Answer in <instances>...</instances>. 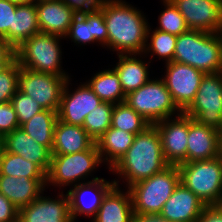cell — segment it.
<instances>
[{
  "label": "cell",
  "mask_w": 222,
  "mask_h": 222,
  "mask_svg": "<svg viewBox=\"0 0 222 222\" xmlns=\"http://www.w3.org/2000/svg\"><path fill=\"white\" fill-rule=\"evenodd\" d=\"M118 62L113 69L119 76L123 92L127 95L129 92L137 90L147 83L151 78L149 67L150 61H143L142 54H118ZM138 57V58H137ZM141 58V59H139Z\"/></svg>",
  "instance_id": "d4e9b609"
},
{
  "label": "cell",
  "mask_w": 222,
  "mask_h": 222,
  "mask_svg": "<svg viewBox=\"0 0 222 222\" xmlns=\"http://www.w3.org/2000/svg\"><path fill=\"white\" fill-rule=\"evenodd\" d=\"M88 80L86 81L88 86L103 102L115 105L125 101L126 94L123 92L119 76L113 68L100 70Z\"/></svg>",
  "instance_id": "83f0119b"
},
{
  "label": "cell",
  "mask_w": 222,
  "mask_h": 222,
  "mask_svg": "<svg viewBox=\"0 0 222 222\" xmlns=\"http://www.w3.org/2000/svg\"><path fill=\"white\" fill-rule=\"evenodd\" d=\"M125 101L151 124L182 113L161 78H151L137 90L129 92Z\"/></svg>",
  "instance_id": "ba28073f"
},
{
  "label": "cell",
  "mask_w": 222,
  "mask_h": 222,
  "mask_svg": "<svg viewBox=\"0 0 222 222\" xmlns=\"http://www.w3.org/2000/svg\"><path fill=\"white\" fill-rule=\"evenodd\" d=\"M218 35L220 36L221 42H222V26L220 28V30L218 31Z\"/></svg>",
  "instance_id": "c3c4849f"
},
{
  "label": "cell",
  "mask_w": 222,
  "mask_h": 222,
  "mask_svg": "<svg viewBox=\"0 0 222 222\" xmlns=\"http://www.w3.org/2000/svg\"><path fill=\"white\" fill-rule=\"evenodd\" d=\"M38 24L41 33L65 37L77 11L61 0L36 2Z\"/></svg>",
  "instance_id": "ffe728a7"
},
{
  "label": "cell",
  "mask_w": 222,
  "mask_h": 222,
  "mask_svg": "<svg viewBox=\"0 0 222 222\" xmlns=\"http://www.w3.org/2000/svg\"><path fill=\"white\" fill-rule=\"evenodd\" d=\"M163 1L164 10L158 16V27L155 29L179 36L189 30L183 15L171 0Z\"/></svg>",
  "instance_id": "836d02e7"
},
{
  "label": "cell",
  "mask_w": 222,
  "mask_h": 222,
  "mask_svg": "<svg viewBox=\"0 0 222 222\" xmlns=\"http://www.w3.org/2000/svg\"><path fill=\"white\" fill-rule=\"evenodd\" d=\"M115 185L114 181L100 178L80 183L67 190L70 212L73 222L78 216L91 217L96 215L106 193Z\"/></svg>",
  "instance_id": "9a60e30c"
},
{
  "label": "cell",
  "mask_w": 222,
  "mask_h": 222,
  "mask_svg": "<svg viewBox=\"0 0 222 222\" xmlns=\"http://www.w3.org/2000/svg\"><path fill=\"white\" fill-rule=\"evenodd\" d=\"M16 59H0V73L6 71Z\"/></svg>",
  "instance_id": "ee69618b"
},
{
  "label": "cell",
  "mask_w": 222,
  "mask_h": 222,
  "mask_svg": "<svg viewBox=\"0 0 222 222\" xmlns=\"http://www.w3.org/2000/svg\"><path fill=\"white\" fill-rule=\"evenodd\" d=\"M60 40H64L63 37L39 32L16 48V60L31 71L71 77L62 68Z\"/></svg>",
  "instance_id": "5b68a950"
},
{
  "label": "cell",
  "mask_w": 222,
  "mask_h": 222,
  "mask_svg": "<svg viewBox=\"0 0 222 222\" xmlns=\"http://www.w3.org/2000/svg\"><path fill=\"white\" fill-rule=\"evenodd\" d=\"M0 222H19V209L0 192Z\"/></svg>",
  "instance_id": "f35d334b"
},
{
  "label": "cell",
  "mask_w": 222,
  "mask_h": 222,
  "mask_svg": "<svg viewBox=\"0 0 222 222\" xmlns=\"http://www.w3.org/2000/svg\"><path fill=\"white\" fill-rule=\"evenodd\" d=\"M70 77L35 72L20 66L18 90L36 100L44 110L58 111L61 94Z\"/></svg>",
  "instance_id": "30bf717a"
},
{
  "label": "cell",
  "mask_w": 222,
  "mask_h": 222,
  "mask_svg": "<svg viewBox=\"0 0 222 222\" xmlns=\"http://www.w3.org/2000/svg\"><path fill=\"white\" fill-rule=\"evenodd\" d=\"M135 136L133 133L110 127L95 141L102 162L108 170L125 155L134 142Z\"/></svg>",
  "instance_id": "484cf974"
},
{
  "label": "cell",
  "mask_w": 222,
  "mask_h": 222,
  "mask_svg": "<svg viewBox=\"0 0 222 222\" xmlns=\"http://www.w3.org/2000/svg\"><path fill=\"white\" fill-rule=\"evenodd\" d=\"M107 37L108 32L103 12L99 8H94L77 12L64 39H70L74 45L78 46L99 43L101 47L107 48Z\"/></svg>",
  "instance_id": "e0dca14e"
},
{
  "label": "cell",
  "mask_w": 222,
  "mask_h": 222,
  "mask_svg": "<svg viewBox=\"0 0 222 222\" xmlns=\"http://www.w3.org/2000/svg\"><path fill=\"white\" fill-rule=\"evenodd\" d=\"M0 175L46 178V174L35 164L18 154L3 152L0 159Z\"/></svg>",
  "instance_id": "1f68e13d"
},
{
  "label": "cell",
  "mask_w": 222,
  "mask_h": 222,
  "mask_svg": "<svg viewBox=\"0 0 222 222\" xmlns=\"http://www.w3.org/2000/svg\"><path fill=\"white\" fill-rule=\"evenodd\" d=\"M0 59H16V49L0 37Z\"/></svg>",
  "instance_id": "b9f144b4"
},
{
  "label": "cell",
  "mask_w": 222,
  "mask_h": 222,
  "mask_svg": "<svg viewBox=\"0 0 222 222\" xmlns=\"http://www.w3.org/2000/svg\"><path fill=\"white\" fill-rule=\"evenodd\" d=\"M150 125L151 123L132 109L126 101L114 105L111 127L136 135Z\"/></svg>",
  "instance_id": "4dcf8cb0"
},
{
  "label": "cell",
  "mask_w": 222,
  "mask_h": 222,
  "mask_svg": "<svg viewBox=\"0 0 222 222\" xmlns=\"http://www.w3.org/2000/svg\"><path fill=\"white\" fill-rule=\"evenodd\" d=\"M173 62L187 64L205 74L222 72V42L218 33L192 30L177 36Z\"/></svg>",
  "instance_id": "3957f363"
},
{
  "label": "cell",
  "mask_w": 222,
  "mask_h": 222,
  "mask_svg": "<svg viewBox=\"0 0 222 222\" xmlns=\"http://www.w3.org/2000/svg\"><path fill=\"white\" fill-rule=\"evenodd\" d=\"M222 133L188 116L186 163L219 157Z\"/></svg>",
  "instance_id": "ac0fdd59"
},
{
  "label": "cell",
  "mask_w": 222,
  "mask_h": 222,
  "mask_svg": "<svg viewBox=\"0 0 222 222\" xmlns=\"http://www.w3.org/2000/svg\"><path fill=\"white\" fill-rule=\"evenodd\" d=\"M94 144L95 140L82 126L57 120L54 128L52 155H66L86 151Z\"/></svg>",
  "instance_id": "cb8c5ba5"
},
{
  "label": "cell",
  "mask_w": 222,
  "mask_h": 222,
  "mask_svg": "<svg viewBox=\"0 0 222 222\" xmlns=\"http://www.w3.org/2000/svg\"><path fill=\"white\" fill-rule=\"evenodd\" d=\"M173 118V119H172ZM161 137L165 161L170 166L186 163L188 116H178L154 123Z\"/></svg>",
  "instance_id": "4fadbf2b"
},
{
  "label": "cell",
  "mask_w": 222,
  "mask_h": 222,
  "mask_svg": "<svg viewBox=\"0 0 222 222\" xmlns=\"http://www.w3.org/2000/svg\"><path fill=\"white\" fill-rule=\"evenodd\" d=\"M180 182L205 205L222 204V160L192 161L178 166Z\"/></svg>",
  "instance_id": "52a82bcc"
},
{
  "label": "cell",
  "mask_w": 222,
  "mask_h": 222,
  "mask_svg": "<svg viewBox=\"0 0 222 222\" xmlns=\"http://www.w3.org/2000/svg\"><path fill=\"white\" fill-rule=\"evenodd\" d=\"M108 32L107 49L116 54H142L150 23L146 15L125 0H110L99 8Z\"/></svg>",
  "instance_id": "6da1fadb"
},
{
  "label": "cell",
  "mask_w": 222,
  "mask_h": 222,
  "mask_svg": "<svg viewBox=\"0 0 222 222\" xmlns=\"http://www.w3.org/2000/svg\"><path fill=\"white\" fill-rule=\"evenodd\" d=\"M70 80L71 77L66 80L61 94L58 119L67 124L83 126L85 117L103 101L86 82L71 91Z\"/></svg>",
  "instance_id": "7c38bea8"
},
{
  "label": "cell",
  "mask_w": 222,
  "mask_h": 222,
  "mask_svg": "<svg viewBox=\"0 0 222 222\" xmlns=\"http://www.w3.org/2000/svg\"><path fill=\"white\" fill-rule=\"evenodd\" d=\"M20 65L16 60L6 71L0 73V103L10 102L18 90Z\"/></svg>",
  "instance_id": "d590c367"
},
{
  "label": "cell",
  "mask_w": 222,
  "mask_h": 222,
  "mask_svg": "<svg viewBox=\"0 0 222 222\" xmlns=\"http://www.w3.org/2000/svg\"><path fill=\"white\" fill-rule=\"evenodd\" d=\"M55 199L43 196L19 210V222H73L67 192H58Z\"/></svg>",
  "instance_id": "2e32d148"
},
{
  "label": "cell",
  "mask_w": 222,
  "mask_h": 222,
  "mask_svg": "<svg viewBox=\"0 0 222 222\" xmlns=\"http://www.w3.org/2000/svg\"><path fill=\"white\" fill-rule=\"evenodd\" d=\"M96 143L86 151L66 155H52L49 171L46 175V188L48 186L72 187L100 179L96 176L89 180L88 177L102 164ZM88 179V181H87Z\"/></svg>",
  "instance_id": "277c9868"
},
{
  "label": "cell",
  "mask_w": 222,
  "mask_h": 222,
  "mask_svg": "<svg viewBox=\"0 0 222 222\" xmlns=\"http://www.w3.org/2000/svg\"><path fill=\"white\" fill-rule=\"evenodd\" d=\"M11 103L15 109L19 126L44 110L36 100H32V97L19 90H17L15 95L12 97Z\"/></svg>",
  "instance_id": "e575fe53"
},
{
  "label": "cell",
  "mask_w": 222,
  "mask_h": 222,
  "mask_svg": "<svg viewBox=\"0 0 222 222\" xmlns=\"http://www.w3.org/2000/svg\"><path fill=\"white\" fill-rule=\"evenodd\" d=\"M179 183L178 166L169 165L162 172L130 186L134 215L159 214Z\"/></svg>",
  "instance_id": "8992f818"
},
{
  "label": "cell",
  "mask_w": 222,
  "mask_h": 222,
  "mask_svg": "<svg viewBox=\"0 0 222 222\" xmlns=\"http://www.w3.org/2000/svg\"><path fill=\"white\" fill-rule=\"evenodd\" d=\"M40 32L36 2L17 5L13 13V28L8 30V43L18 48L25 40Z\"/></svg>",
  "instance_id": "4316f807"
},
{
  "label": "cell",
  "mask_w": 222,
  "mask_h": 222,
  "mask_svg": "<svg viewBox=\"0 0 222 222\" xmlns=\"http://www.w3.org/2000/svg\"><path fill=\"white\" fill-rule=\"evenodd\" d=\"M134 210L129 189L114 185L104 196L102 203L91 219L92 222H133Z\"/></svg>",
  "instance_id": "603a6c76"
},
{
  "label": "cell",
  "mask_w": 222,
  "mask_h": 222,
  "mask_svg": "<svg viewBox=\"0 0 222 222\" xmlns=\"http://www.w3.org/2000/svg\"><path fill=\"white\" fill-rule=\"evenodd\" d=\"M168 166L158 129L151 124L136 134L128 151L109 171L118 177V180L114 179L115 185L120 186L121 180L126 184V191V188L162 172Z\"/></svg>",
  "instance_id": "7a4b0ae2"
},
{
  "label": "cell",
  "mask_w": 222,
  "mask_h": 222,
  "mask_svg": "<svg viewBox=\"0 0 222 222\" xmlns=\"http://www.w3.org/2000/svg\"><path fill=\"white\" fill-rule=\"evenodd\" d=\"M4 152V137L0 135V159Z\"/></svg>",
  "instance_id": "f6af8a7d"
},
{
  "label": "cell",
  "mask_w": 222,
  "mask_h": 222,
  "mask_svg": "<svg viewBox=\"0 0 222 222\" xmlns=\"http://www.w3.org/2000/svg\"><path fill=\"white\" fill-rule=\"evenodd\" d=\"M19 127L17 115L11 101L0 103V135L5 136Z\"/></svg>",
  "instance_id": "8d00e7d4"
},
{
  "label": "cell",
  "mask_w": 222,
  "mask_h": 222,
  "mask_svg": "<svg viewBox=\"0 0 222 222\" xmlns=\"http://www.w3.org/2000/svg\"><path fill=\"white\" fill-rule=\"evenodd\" d=\"M150 27L152 26L149 25L147 31L143 55L147 57L151 53L150 57L152 59L157 55L158 59L162 58L165 63L172 62L177 36L157 29L152 30Z\"/></svg>",
  "instance_id": "f546056e"
},
{
  "label": "cell",
  "mask_w": 222,
  "mask_h": 222,
  "mask_svg": "<svg viewBox=\"0 0 222 222\" xmlns=\"http://www.w3.org/2000/svg\"><path fill=\"white\" fill-rule=\"evenodd\" d=\"M67 6L74 8L77 12L100 8L110 0H61Z\"/></svg>",
  "instance_id": "ab89813d"
},
{
  "label": "cell",
  "mask_w": 222,
  "mask_h": 222,
  "mask_svg": "<svg viewBox=\"0 0 222 222\" xmlns=\"http://www.w3.org/2000/svg\"><path fill=\"white\" fill-rule=\"evenodd\" d=\"M196 222H222V204L206 205Z\"/></svg>",
  "instance_id": "60d3db41"
},
{
  "label": "cell",
  "mask_w": 222,
  "mask_h": 222,
  "mask_svg": "<svg viewBox=\"0 0 222 222\" xmlns=\"http://www.w3.org/2000/svg\"><path fill=\"white\" fill-rule=\"evenodd\" d=\"M219 157L221 158L222 160V141H221V144H220V152H219Z\"/></svg>",
  "instance_id": "7dc6e473"
},
{
  "label": "cell",
  "mask_w": 222,
  "mask_h": 222,
  "mask_svg": "<svg viewBox=\"0 0 222 222\" xmlns=\"http://www.w3.org/2000/svg\"><path fill=\"white\" fill-rule=\"evenodd\" d=\"M183 113L222 133V72L204 75L194 100Z\"/></svg>",
  "instance_id": "9c48e42d"
},
{
  "label": "cell",
  "mask_w": 222,
  "mask_h": 222,
  "mask_svg": "<svg viewBox=\"0 0 222 222\" xmlns=\"http://www.w3.org/2000/svg\"><path fill=\"white\" fill-rule=\"evenodd\" d=\"M57 120L58 111L43 110L20 127L38 144L52 151L54 128Z\"/></svg>",
  "instance_id": "f1b7e54d"
},
{
  "label": "cell",
  "mask_w": 222,
  "mask_h": 222,
  "mask_svg": "<svg viewBox=\"0 0 222 222\" xmlns=\"http://www.w3.org/2000/svg\"><path fill=\"white\" fill-rule=\"evenodd\" d=\"M46 190V178L0 175V192L19 210L29 205Z\"/></svg>",
  "instance_id": "7402d4cb"
},
{
  "label": "cell",
  "mask_w": 222,
  "mask_h": 222,
  "mask_svg": "<svg viewBox=\"0 0 222 222\" xmlns=\"http://www.w3.org/2000/svg\"><path fill=\"white\" fill-rule=\"evenodd\" d=\"M205 206L180 182L159 214L170 222H196Z\"/></svg>",
  "instance_id": "d6986e66"
},
{
  "label": "cell",
  "mask_w": 222,
  "mask_h": 222,
  "mask_svg": "<svg viewBox=\"0 0 222 222\" xmlns=\"http://www.w3.org/2000/svg\"><path fill=\"white\" fill-rule=\"evenodd\" d=\"M164 76L160 77L171 93L177 107L183 112L194 100L205 73L187 64L165 63Z\"/></svg>",
  "instance_id": "8fae6325"
},
{
  "label": "cell",
  "mask_w": 222,
  "mask_h": 222,
  "mask_svg": "<svg viewBox=\"0 0 222 222\" xmlns=\"http://www.w3.org/2000/svg\"><path fill=\"white\" fill-rule=\"evenodd\" d=\"M189 29L218 33L222 26L220 0H171Z\"/></svg>",
  "instance_id": "5bb4252c"
},
{
  "label": "cell",
  "mask_w": 222,
  "mask_h": 222,
  "mask_svg": "<svg viewBox=\"0 0 222 222\" xmlns=\"http://www.w3.org/2000/svg\"><path fill=\"white\" fill-rule=\"evenodd\" d=\"M9 1L14 3V4L21 5V4H25V3H28V2L33 1V0H9Z\"/></svg>",
  "instance_id": "bcb514c9"
},
{
  "label": "cell",
  "mask_w": 222,
  "mask_h": 222,
  "mask_svg": "<svg viewBox=\"0 0 222 222\" xmlns=\"http://www.w3.org/2000/svg\"><path fill=\"white\" fill-rule=\"evenodd\" d=\"M133 222H170L160 214H140L134 215Z\"/></svg>",
  "instance_id": "7bdbcfd3"
},
{
  "label": "cell",
  "mask_w": 222,
  "mask_h": 222,
  "mask_svg": "<svg viewBox=\"0 0 222 222\" xmlns=\"http://www.w3.org/2000/svg\"><path fill=\"white\" fill-rule=\"evenodd\" d=\"M17 4L9 0H0V37L8 42V30L13 28V13Z\"/></svg>",
  "instance_id": "74e56055"
},
{
  "label": "cell",
  "mask_w": 222,
  "mask_h": 222,
  "mask_svg": "<svg viewBox=\"0 0 222 222\" xmlns=\"http://www.w3.org/2000/svg\"><path fill=\"white\" fill-rule=\"evenodd\" d=\"M3 137L5 152L18 154L35 163L47 175L52 157V153L47 147L38 144L21 127Z\"/></svg>",
  "instance_id": "44dd1931"
},
{
  "label": "cell",
  "mask_w": 222,
  "mask_h": 222,
  "mask_svg": "<svg viewBox=\"0 0 222 222\" xmlns=\"http://www.w3.org/2000/svg\"><path fill=\"white\" fill-rule=\"evenodd\" d=\"M114 104L102 102L84 119L83 128L96 141L111 127Z\"/></svg>",
  "instance_id": "d6a6232c"
}]
</instances>
